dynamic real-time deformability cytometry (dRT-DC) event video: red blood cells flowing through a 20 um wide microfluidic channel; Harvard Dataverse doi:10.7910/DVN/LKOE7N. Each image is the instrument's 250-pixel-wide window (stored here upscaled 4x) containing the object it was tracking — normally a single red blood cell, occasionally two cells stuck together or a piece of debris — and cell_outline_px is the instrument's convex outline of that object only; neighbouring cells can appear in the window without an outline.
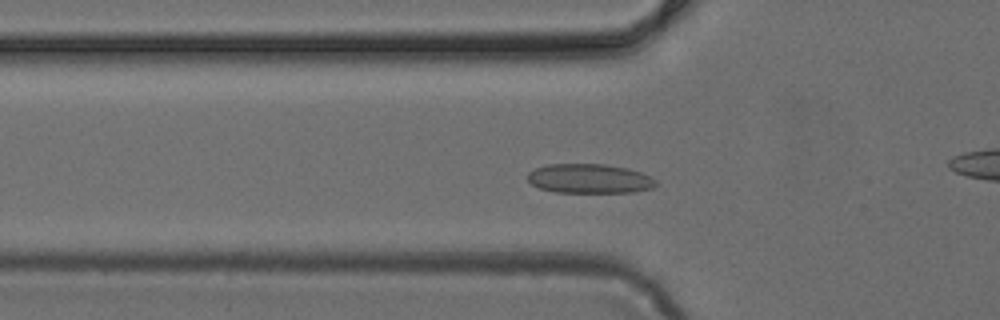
{"species": "common noctule bat (a hibernating species)", "species_latin": "Nyctalus noctula", "temperature_condition": "cold", "stored_images_in_passage": 48, "camera_frame_rate_fps": 3000, "um_per_image_px": 0.085, "animal": {"sex": "female", "body_mass_g": 24.6, "forearm_length_mm": 56.2}, "frame": {"image": 1, "passage_image": 14, "time_ms": 4.333, "image_size_px": [1000, 320], "cell_outline_px": [[660, 184], [652, 188], [636, 192], [556, 192], [540, 188], [532, 184], [528, 180], [528, 172], [536, 168], [548, 164], [604, 164], [628, 168], [652, 176]], "centroid_in_image_um": [50.16, 15.18], "position_along_channel_um": 75.6, "area_um2": 22.08}}
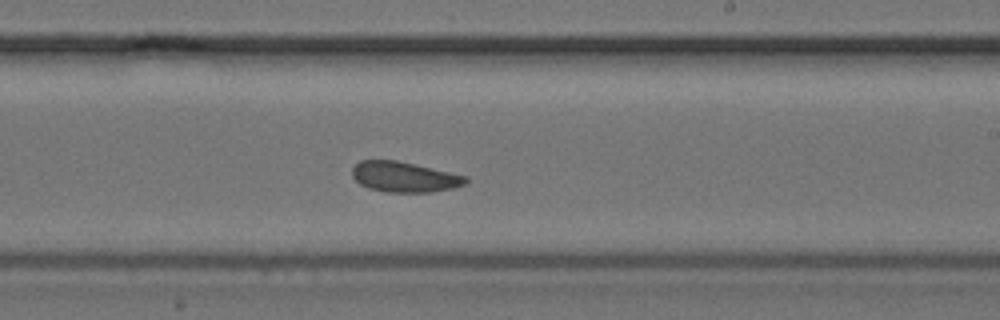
{"frame": {"image": 2, "passage_image": 27, "time_ms": 8.667, "image_size_px": [1000, 320], "cell_outline_px": [[468, 180], [464, 184], [452, 188], [432, 192], [388, 192], [368, 188], [360, 184], [352, 176], [352, 168], [360, 160], [396, 160], [468, 176]], "centroid_in_image_um": [34.36, 15.04], "position_along_channel_um": 254.6, "area_um2": 20.0}}
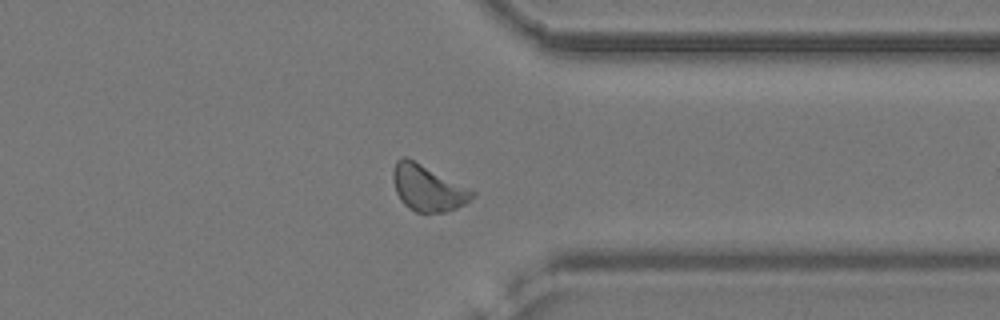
{"frame": {"image": 3, "passage_image": 36, "time_ms": 11.667, "image_size_px": [1000, 320], "cell_outline_px": [[476, 192], [472, 200], [456, 208], [444, 212], [416, 212], [408, 208], [400, 200], [396, 192], [392, 180], [392, 172], [396, 160], [404, 156]], "centroid_in_image_um": [36.32, 16.0], "position_along_channel_um": 375.1, "area_um2": 20.87}}